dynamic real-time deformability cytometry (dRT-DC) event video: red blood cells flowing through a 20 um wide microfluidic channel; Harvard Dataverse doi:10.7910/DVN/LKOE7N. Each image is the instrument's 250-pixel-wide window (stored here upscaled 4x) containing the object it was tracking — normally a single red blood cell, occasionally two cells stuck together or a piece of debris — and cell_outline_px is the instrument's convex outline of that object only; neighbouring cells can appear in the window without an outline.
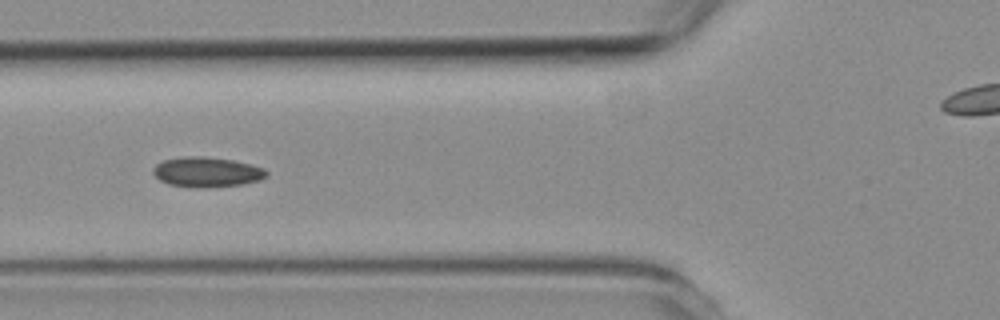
{"species": "common noctule bat (a hibernating species)", "species_latin": "Nyctalus noctula", "temperature_condition": "room temperature", "stored_images_in_passage": 5, "camera_frame_rate_fps": 3000, "um_per_image_px": 0.085, "animal": {"sex": "female", "body_mass_g": 19.3, "forearm_length_mm": 54.1}, "frame": {"image": 1, "passage_image": 5, "time_ms": 4.667, "image_size_px": [1000, 320], "cell_outline_px": [[268, 172], [260, 180], [240, 184], [208, 188], [168, 184], [160, 180], [152, 172], [152, 168], [156, 164], [164, 160], [184, 156], [204, 156], [236, 160], [252, 164], [264, 168]], "centroid_in_image_um": [17.58, 14.6], "position_along_channel_um": 108.2, "area_um2": 19.83}}